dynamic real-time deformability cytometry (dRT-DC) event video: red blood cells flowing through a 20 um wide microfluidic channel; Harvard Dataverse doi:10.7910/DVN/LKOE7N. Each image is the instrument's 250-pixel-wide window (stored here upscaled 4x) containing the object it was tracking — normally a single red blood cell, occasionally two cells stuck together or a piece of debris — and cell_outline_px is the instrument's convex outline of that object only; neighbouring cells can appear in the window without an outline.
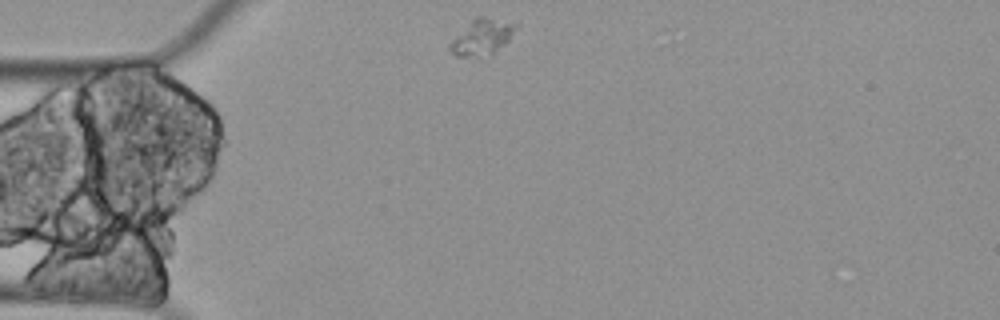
{"species": "Egyptian fruit bat (a non-hibernating species)", "species_latin": "Rousettus aegyptiacus", "temperature_condition": "cold", "stored_images_in_passage": 3, "camera_frame_rate_fps": 3000, "um_per_image_px": 0.085, "animal": {"sex": "female"}, "frame": {"image": 1, "passage_image": 1, "time_ms": 0.0, "image_size_px": [1000, 320], "cell_outline_px": [[520, 24], [508, 40], [504, 44], [492, 52], [464, 56], [456, 56], [448, 48], [448, 44], [476, 16], [484, 16]], "centroid_in_image_um": [40.98, 3.09], "position_along_channel_um": 44.0, "area_um2": 13.12}}
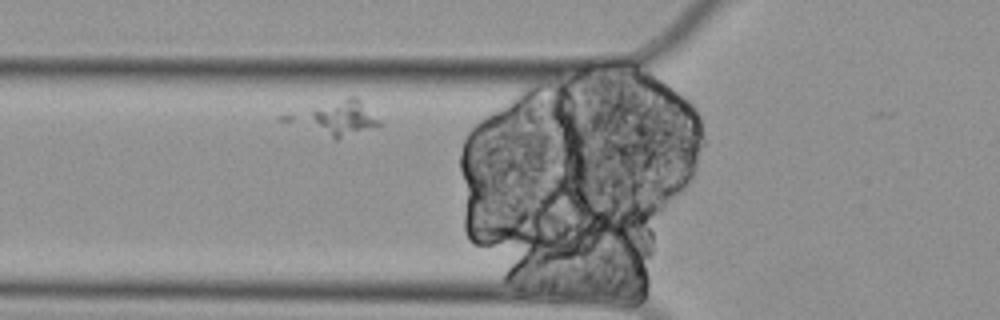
{"frame": {"image": 2, "passage_image": 3, "time_ms": 0.667, "image_size_px": [1000, 320], "cell_outline_px": [[380, 124], [376, 128], [336, 140], [308, 116], [316, 108], [348, 96], [356, 96], [380, 120]], "centroid_in_image_um": [29.33, 10.0], "position_along_channel_um": 96.5, "area_um2": 13.93}}